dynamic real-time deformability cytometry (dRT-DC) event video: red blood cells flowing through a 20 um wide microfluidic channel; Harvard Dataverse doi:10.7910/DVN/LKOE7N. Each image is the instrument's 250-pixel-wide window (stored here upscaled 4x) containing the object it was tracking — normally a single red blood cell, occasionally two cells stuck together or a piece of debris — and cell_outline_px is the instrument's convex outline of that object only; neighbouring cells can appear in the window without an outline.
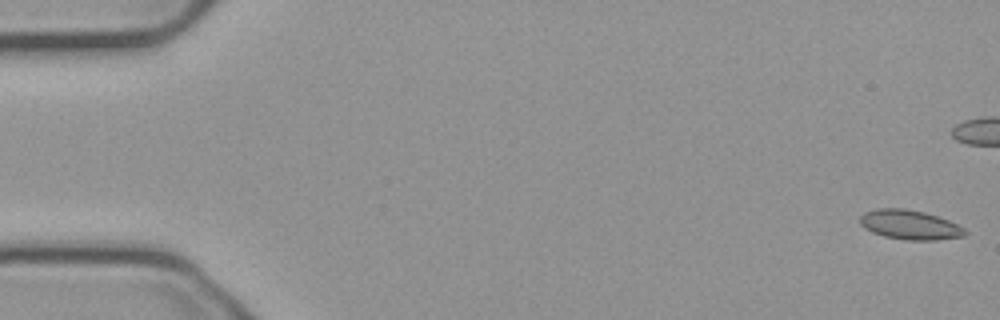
{"species": "common noctule bat (a hibernating species)", "species_latin": "Nyctalus noctula", "temperature_condition": "cold", "stored_images_in_passage": 56, "camera_frame_rate_fps": 3000, "um_per_image_px": 0.085, "animal": {"sex": "male", "body_mass_g": 23.1, "forearm_length_mm": 52.7}, "frame": {"image": 1, "passage_image": 1, "time_ms": 0.0, "image_size_px": [1000, 320], "cell_outline_px": [[968, 232], [964, 236], [936, 240], [908, 240], [884, 236], [872, 232], [864, 228], [860, 224], [860, 216], [864, 212], [876, 208], [904, 208], [924, 212], [948, 220], [964, 228]], "centroid_in_image_um": [77.31, 19.1], "position_along_channel_um": 7.7, "area_um2": 18.03}}
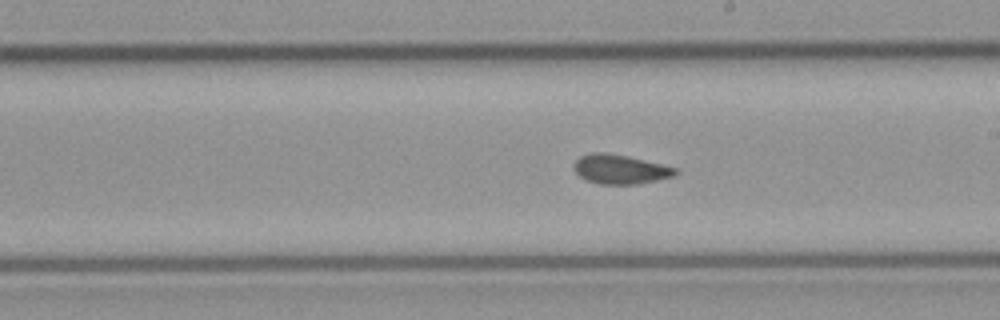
{"frame": {"image": 2, "passage_image": 31, "time_ms": 10.0, "image_size_px": [1000, 320], "cell_outline_px": [[680, 172], [672, 176], [656, 180], [636, 184], [600, 184], [584, 180], [572, 168], [572, 164], [580, 156], [592, 152], [608, 152], [628, 156], [676, 168]], "centroid_in_image_um": [52.66, 14.38], "position_along_channel_um": 236.3, "area_um2": 17.4}}
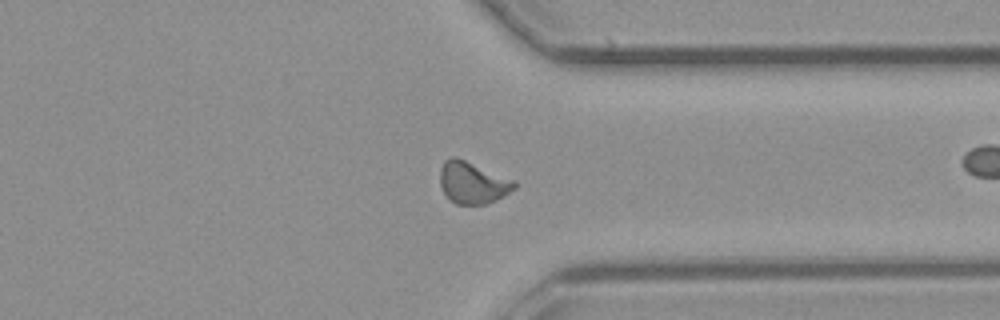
{"frame": {"image": 3, "passage_image": 42, "time_ms": 13.667, "image_size_px": [1000, 320], "cell_outline_px": [[520, 184], [516, 188], [496, 200], [484, 204], [456, 204], [444, 192], [440, 184], [440, 168], [444, 160], [452, 156], [456, 156], [516, 180]], "centroid_in_image_um": [40.21, 15.5], "position_along_channel_um": 371.2, "area_um2": 18.32}, "authors_computed_cell_mechanics": {"area_um2": 17.34, "velocity_mm_per_s": 3.7401, "shape_relaxation_time_tau1_ms": null, "shape_relaxation_time_tau2_ms": 1.8498, "deformation_change_tau1": null, "deformation_change_tau2": 0.0667}}